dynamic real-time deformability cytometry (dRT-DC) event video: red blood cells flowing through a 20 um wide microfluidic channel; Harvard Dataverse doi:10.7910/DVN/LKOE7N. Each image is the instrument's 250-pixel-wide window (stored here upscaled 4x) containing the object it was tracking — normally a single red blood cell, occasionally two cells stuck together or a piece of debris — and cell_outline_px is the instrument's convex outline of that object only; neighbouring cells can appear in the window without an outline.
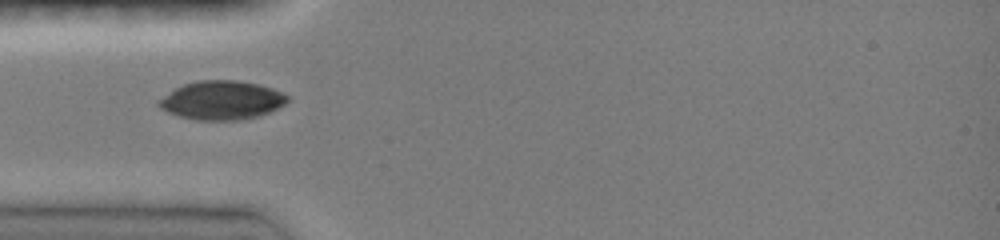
{"species": "common noctule bat (a hibernating species)", "species_latin": "Nyctalus noctula", "temperature_condition": "room temperature", "stored_images_in_passage": 32, "camera_frame_rate_fps": 3000, "um_per_image_px": 0.085, "animal": {"sex": "female", "body_mass_g": 19.0, "forearm_length_mm": 51.5}, "frame": {"image": 1, "passage_image": 1, "time_ms": 0.0, "image_size_px": [1000, 240], "cell_outline_px": [[288, 100], [284, 104], [260, 116], [240, 120], [196, 120], [180, 116], [168, 112], [160, 108], [156, 104], [156, 100], [176, 88], [184, 84], [196, 80], [236, 80], [256, 84], [272, 88], [288, 96]], "centroid_in_image_um": [18.8, 8.52], "position_along_channel_um": 66.2, "area_um2": 28.96}}
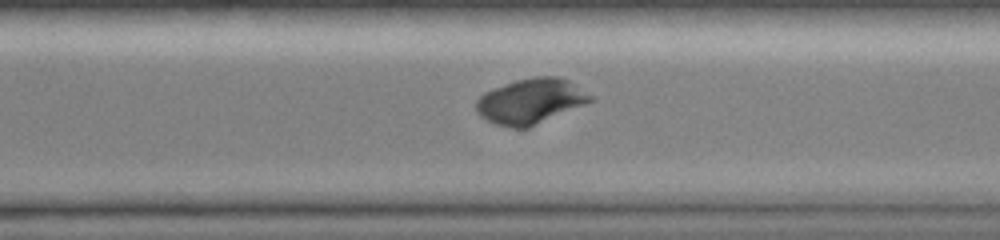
{"frame": {"image": 2, "passage_image": 20, "time_ms": 6.333, "image_size_px": [1000, 240], "cell_outline_px": [[592, 100], [584, 104], [528, 128], [512, 128], [496, 124], [480, 116], [476, 112], [476, 100], [484, 92], [492, 88], [516, 80], [536, 76], [556, 76], [568, 80], [592, 96]], "centroid_in_image_um": [45.05, 8.6], "position_along_channel_um": 325.5, "area_um2": 29.77}}
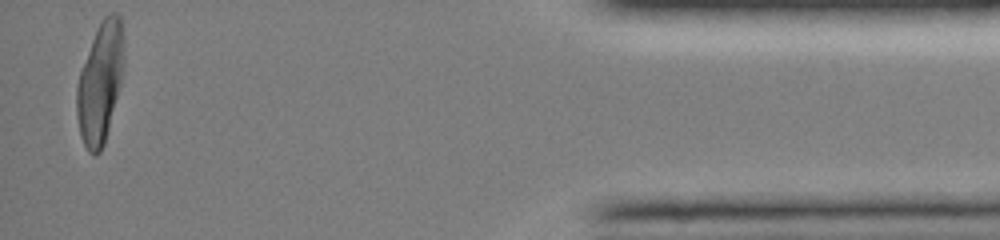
{"frame": {"image": 3, "passage_image": 32, "time_ms": 10.333, "image_size_px": [1000, 240], "cell_outline_px": [[124, 72], [104, 144], [100, 152], [96, 156], [92, 156], [88, 152], [80, 136], [76, 112], [76, 88], [80, 68], [96, 28], [100, 20], [108, 12], [116, 12], [120, 16], [124, 36]], "centroid_in_image_um": [8.52, 6.98], "position_along_channel_um": 426.7, "area_um2": 33.93}}